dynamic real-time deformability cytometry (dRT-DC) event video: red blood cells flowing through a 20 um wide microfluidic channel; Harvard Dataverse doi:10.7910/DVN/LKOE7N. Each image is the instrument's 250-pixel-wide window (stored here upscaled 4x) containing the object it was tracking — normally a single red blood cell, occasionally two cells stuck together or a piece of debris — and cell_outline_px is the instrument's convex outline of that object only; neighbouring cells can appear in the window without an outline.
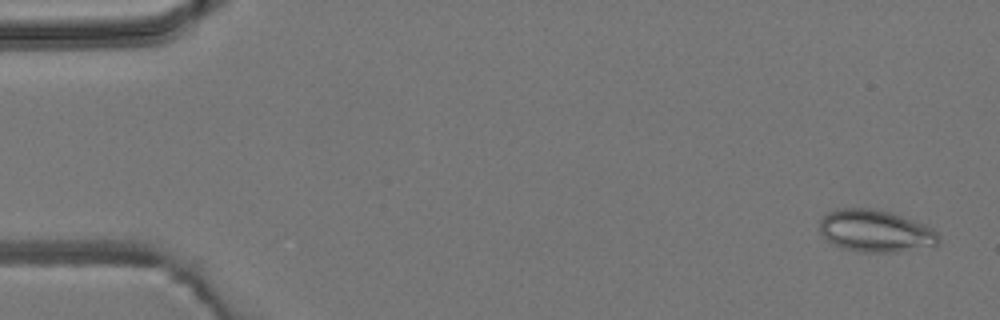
{"species": "common noctule bat (a hibernating species)", "species_latin": "Nyctalus noctula", "temperature_condition": "room temperature", "stored_images_in_passage": 5, "camera_frame_rate_fps": 3000, "um_per_image_px": 0.085, "animal": {"sex": "male", "body_mass_g": 19.2, "forearm_length_mm": 51.8}, "frame": {"image": 1, "passage_image": 1, "time_ms": 0.0, "image_size_px": [1000, 320], "cell_outline_px": [[940, 244], [936, 248], [896, 252], [856, 252], [840, 248], [832, 244], [820, 232], [820, 220], [828, 212], [836, 208], [872, 208], [892, 212], [924, 224], [932, 228], [940, 236]], "centroid_in_image_um": [74.48, 19.66], "position_along_channel_um": 10.5, "area_um2": 30.0}}